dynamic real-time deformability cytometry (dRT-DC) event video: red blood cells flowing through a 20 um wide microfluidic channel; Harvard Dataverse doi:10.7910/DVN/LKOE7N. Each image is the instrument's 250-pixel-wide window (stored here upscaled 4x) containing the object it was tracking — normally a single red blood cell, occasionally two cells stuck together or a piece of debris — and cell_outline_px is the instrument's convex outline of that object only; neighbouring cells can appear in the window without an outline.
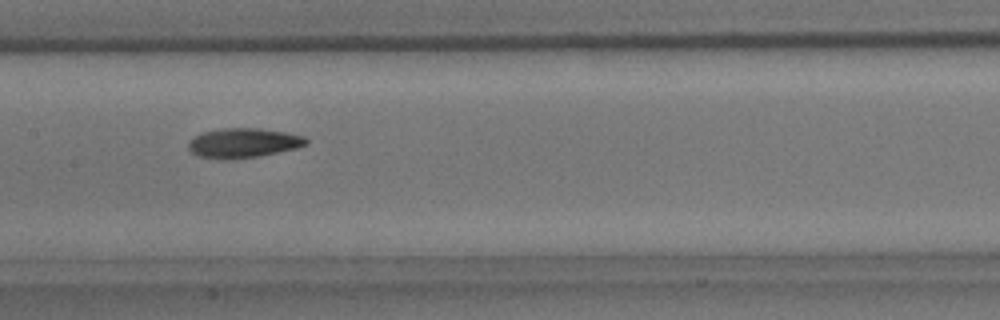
{"species": "common noctule bat (a hibernating species)", "species_latin": "Nyctalus noctula", "temperature_condition": "room temperature", "stored_images_in_passage": 8, "camera_frame_rate_fps": 3000, "um_per_image_px": 0.085, "animal": {"sex": "male", "body_mass_g": 15.6}, "frame": {"image": 1, "passage_image": 7, "time_ms": 7.0, "image_size_px": [1000, 320], "cell_outline_px": [[308, 144], [296, 148], [256, 156], [232, 160], [224, 160], [196, 156], [188, 148], [188, 140], [200, 132], [224, 128], [260, 128], [284, 132], [304, 136], [308, 140]], "centroid_in_image_um": [20.62, 12.15], "position_along_channel_um": 186.8, "area_um2": 20.46}}